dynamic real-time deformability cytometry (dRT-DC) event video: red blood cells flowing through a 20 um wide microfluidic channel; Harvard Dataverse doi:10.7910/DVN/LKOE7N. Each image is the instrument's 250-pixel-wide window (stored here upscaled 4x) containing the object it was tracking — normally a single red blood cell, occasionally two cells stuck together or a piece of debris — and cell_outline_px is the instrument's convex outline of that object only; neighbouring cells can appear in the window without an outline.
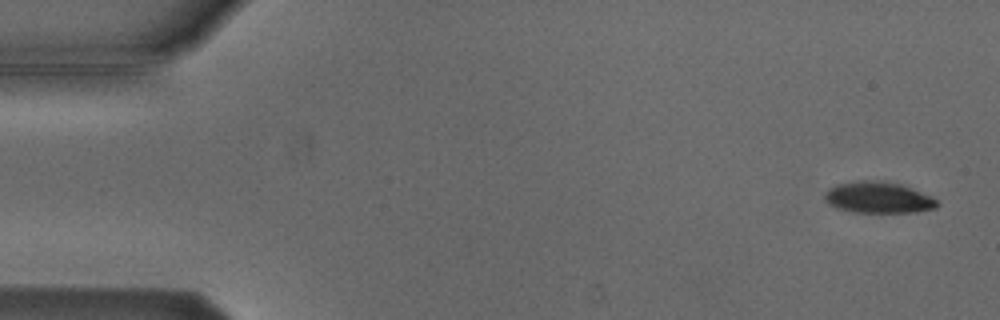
{"species": "Egyptian fruit bat (a non-hibernating species)", "species_latin": "Rousettus aegyptiacus", "temperature_condition": "cold", "stored_images_in_passage": 5, "camera_frame_rate_fps": 3000, "um_per_image_px": 0.085, "animal": {"sex": "male"}, "frame": {"image": 1, "passage_image": 1, "time_ms": 0.0, "image_size_px": [1000, 320], "cell_outline_px": [[940, 204], [936, 208], [916, 212], [852, 212], [836, 208], [828, 204], [824, 200], [824, 196], [828, 188], [836, 184], [860, 180], [864, 180], [900, 184], [932, 196]], "centroid_in_image_um": [74.63, 16.8], "position_along_channel_um": 10.4, "area_um2": 20.46}}